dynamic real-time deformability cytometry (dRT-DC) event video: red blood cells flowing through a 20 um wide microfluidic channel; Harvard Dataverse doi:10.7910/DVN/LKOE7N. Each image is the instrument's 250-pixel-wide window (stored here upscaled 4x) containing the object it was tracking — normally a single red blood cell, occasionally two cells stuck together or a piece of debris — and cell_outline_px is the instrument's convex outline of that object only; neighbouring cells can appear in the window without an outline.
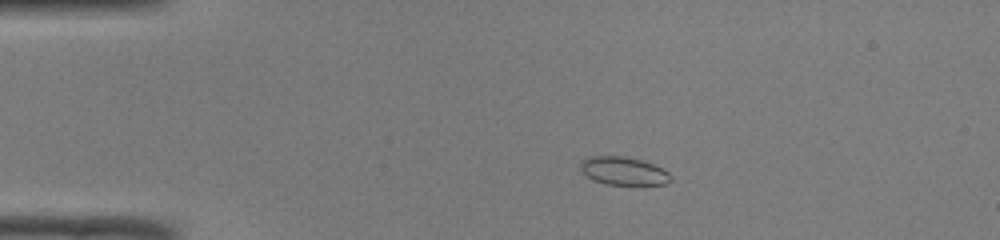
{"species": "common noctule bat (a hibernating species)", "species_latin": "Nyctalus noctula", "temperature_condition": "room temperature", "stored_images_in_passage": 51, "camera_frame_rate_fps": 3000, "um_per_image_px": 0.085, "animal": {"sex": "male", "body_mass_g": 19.0, "forearm_length_mm": 50.8}, "frame": {"image": 1, "passage_image": 11, "time_ms": 3.333, "image_size_px": [1000, 240], "cell_outline_px": [[672, 180], [664, 184], [604, 184], [592, 180], [580, 168], [580, 164], [584, 160], [592, 156], [620, 156], [644, 160], [668, 172], [672, 176]], "centroid_in_image_um": [53.01, 14.53], "position_along_channel_um": 32.0, "area_um2": 14.57}}
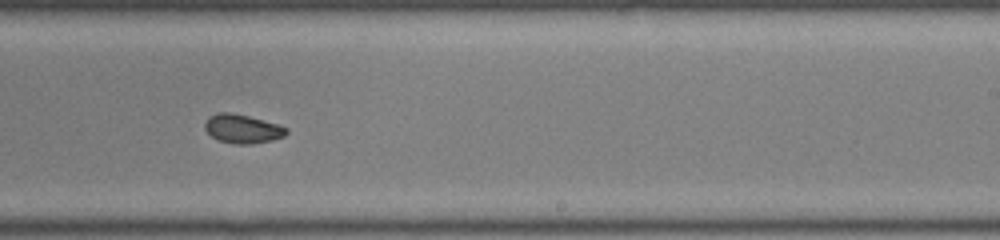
{"frame": {"image": 2, "passage_image": 32, "time_ms": 10.333, "image_size_px": [1000, 240], "cell_outline_px": [[288, 132], [284, 136], [272, 140], [252, 144], [232, 144], [220, 140], [212, 136], [204, 128], [204, 124], [208, 116], [220, 112], [228, 112], [248, 116], [276, 124], [288, 128]], "centroid_in_image_um": [20.6, 10.95], "position_along_channel_um": 268.4, "area_um2": 13.58}}
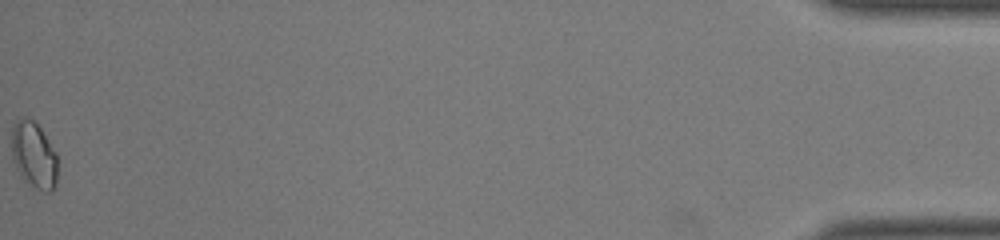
{"frame": {"image": 3, "passage_image": 51, "time_ms": 16.667, "image_size_px": [1000, 240], "cell_outline_px": [[56, 184], [48, 192], [44, 192], [36, 188], [24, 180], [16, 168], [12, 160], [12, 128], [16, 120], [32, 120], [40, 128], [56, 152]], "centroid_in_image_um": [2.87, 13.21], "position_along_channel_um": 432.3, "area_um2": 17.34}, "authors_computed_cell_mechanics": {"area_um2": 14.3344, "velocity_mm_per_s": 4.1115, "shape_relaxation_time_tau1_ms": null, "shape_relaxation_time_tau2_ms": 1.5418, "deformation_change_tau1": null, "deformation_change_tau2": 0.0488}}